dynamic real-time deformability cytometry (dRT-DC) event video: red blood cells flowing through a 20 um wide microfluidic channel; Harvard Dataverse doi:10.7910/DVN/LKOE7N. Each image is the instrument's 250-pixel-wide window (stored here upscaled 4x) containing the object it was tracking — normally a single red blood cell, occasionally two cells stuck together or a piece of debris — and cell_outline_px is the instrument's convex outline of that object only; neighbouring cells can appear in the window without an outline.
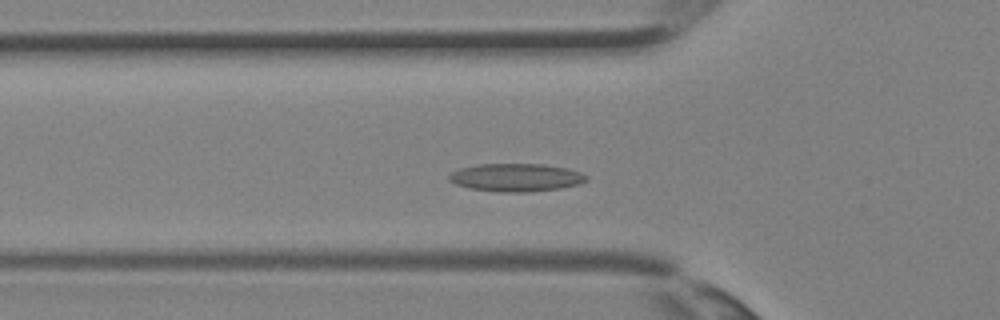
{"species": "Egyptian fruit bat (a non-hibernating species)", "species_latin": "Rousettus aegyptiacus", "temperature_condition": "room temperature", "stored_images_in_passage": 34, "camera_frame_rate_fps": 3000, "um_per_image_px": 0.085, "animal": {"sex": "female"}, "frame": {"image": 1, "passage_image": 9, "time_ms": 2.667, "image_size_px": [1000, 320], "cell_outline_px": [[588, 180], [580, 184], [560, 188], [528, 192], [504, 192], [468, 188], [456, 184], [448, 180], [448, 176], [452, 172], [460, 168], [480, 164], [544, 164], [568, 168], [580, 172], [588, 176]], "centroid_in_image_um": [43.89, 15.08], "position_along_channel_um": 81.9, "area_um2": 22.43}}
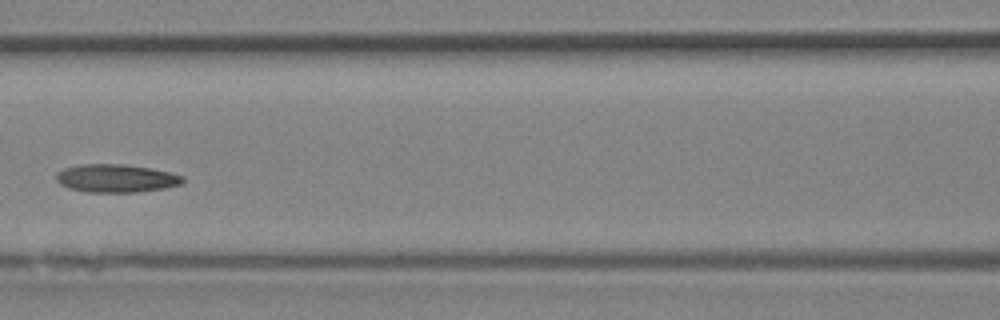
{"frame": {"image": 2, "passage_image": 13, "time_ms": 4.0, "image_size_px": [1000, 320], "cell_outline_px": [[184, 180], [180, 184], [164, 188], [136, 192], [88, 192], [68, 188], [60, 184], [56, 180], [56, 172], [64, 168], [80, 164], [124, 164], [148, 168], [168, 172], [184, 176]], "centroid_in_image_um": [9.82, 15.15], "position_along_channel_um": 156.8, "area_um2": 20.63}}
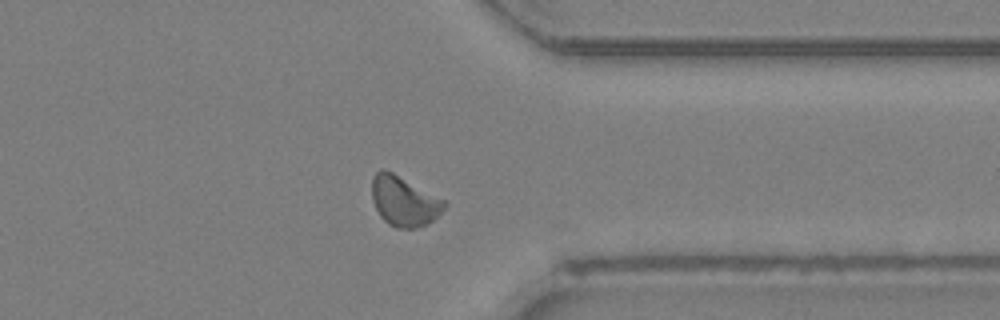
{"frame": {"image": 3, "passage_image": 25, "time_ms": 8.0, "image_size_px": [1000, 320], "cell_outline_px": [[448, 204], [432, 220], [416, 228], [396, 228], [388, 224], [380, 216], [372, 200], [372, 176], [380, 168], [392, 172], [444, 200]], "centroid_in_image_um": [34.3, 17.09], "position_along_channel_um": 377.1, "area_um2": 20.75}}